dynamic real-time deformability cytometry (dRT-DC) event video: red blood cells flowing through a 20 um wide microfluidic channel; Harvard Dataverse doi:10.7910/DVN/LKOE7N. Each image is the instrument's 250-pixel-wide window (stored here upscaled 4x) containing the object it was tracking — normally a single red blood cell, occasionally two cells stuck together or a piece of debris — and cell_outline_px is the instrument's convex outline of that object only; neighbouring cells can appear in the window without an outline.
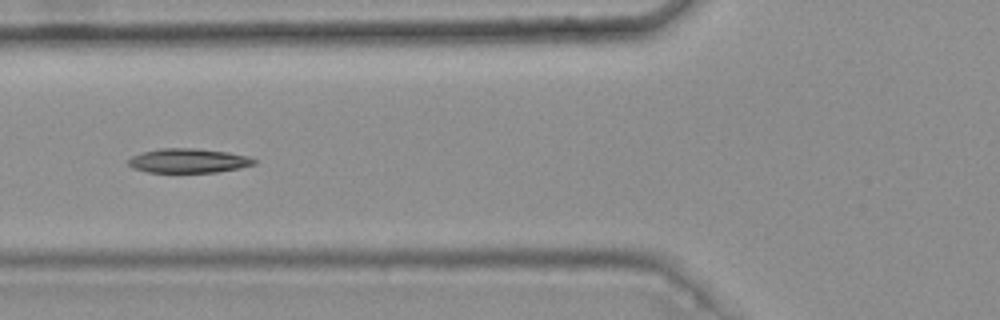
{"species": "common noctule bat (a hibernating species)", "species_latin": "Nyctalus noctula", "temperature_condition": "warm", "stored_images_in_passage": 9, "camera_frame_rate_fps": 3000, "um_per_image_px": 0.085, "animal": {"sex": "female", "body_mass_g": 25.1}, "frame": {"image": 1, "passage_image": 6, "time_ms": 1.667, "image_size_px": [1000, 320], "cell_outline_px": [[256, 164], [240, 168], [216, 172], [148, 172], [132, 168], [128, 164], [128, 160], [132, 156], [144, 152], [160, 148], [196, 148], [228, 152], [248, 156], [256, 160]], "centroid_in_image_um": [16.03, 13.66], "position_along_channel_um": 109.8, "area_um2": 17.8}}
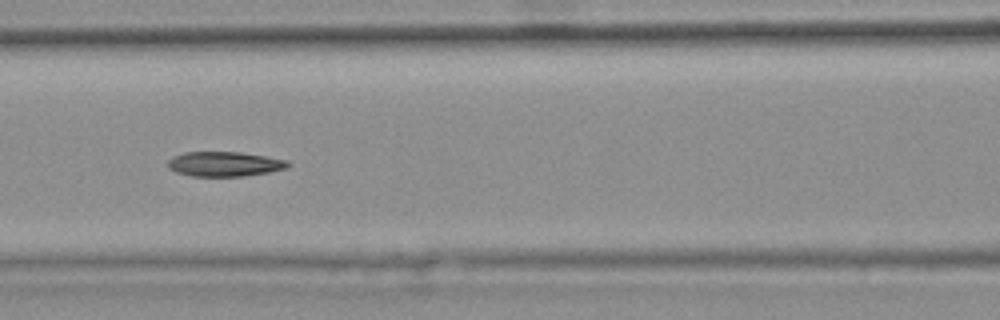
{"frame": {"image": 2, "passage_image": 7, "time_ms": 2.0, "image_size_px": [1000, 320], "cell_outline_px": [[292, 164], [288, 168], [268, 172], [244, 176], [192, 176], [176, 172], [168, 168], [168, 160], [172, 156], [184, 152], [240, 152], [288, 160]], "centroid_in_image_um": [19.09, 13.94], "position_along_channel_um": 147.5, "area_um2": 17.4}}